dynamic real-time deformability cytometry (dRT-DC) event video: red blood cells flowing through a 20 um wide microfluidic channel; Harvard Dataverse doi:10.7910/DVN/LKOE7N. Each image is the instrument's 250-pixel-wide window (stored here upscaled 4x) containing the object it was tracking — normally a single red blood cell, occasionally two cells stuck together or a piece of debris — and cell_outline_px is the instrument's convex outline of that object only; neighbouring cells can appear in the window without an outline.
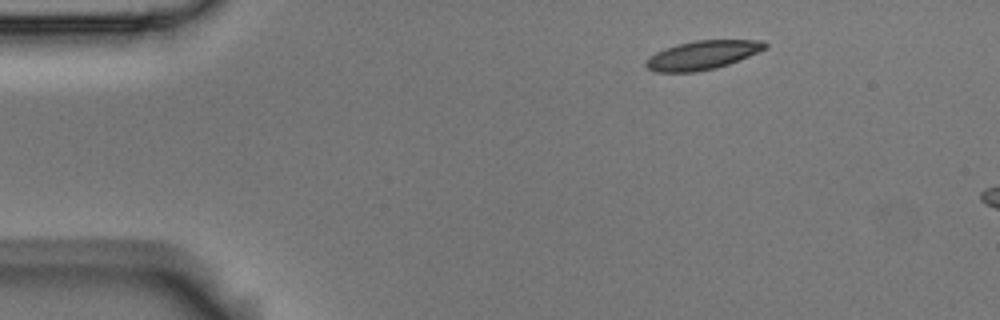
{"species": "Egyptian fruit bat (a non-hibernating species)", "species_latin": "Rousettus aegyptiacus", "temperature_condition": "room temperature", "stored_images_in_passage": 3, "camera_frame_rate_fps": 3000, "um_per_image_px": 0.085, "animal": {"sex": "male"}, "frame": {"image": 1, "passage_image": 1, "time_ms": 0.0, "image_size_px": [1000, 320], "cell_outline_px": [[768, 48], [728, 64], [716, 68], [696, 72], [656, 72], [648, 68], [644, 64], [648, 56], [664, 48], [696, 40], [764, 40], [768, 44]], "centroid_in_image_um": [59.71, 4.68], "position_along_channel_um": 25.3, "area_um2": 20.0}}
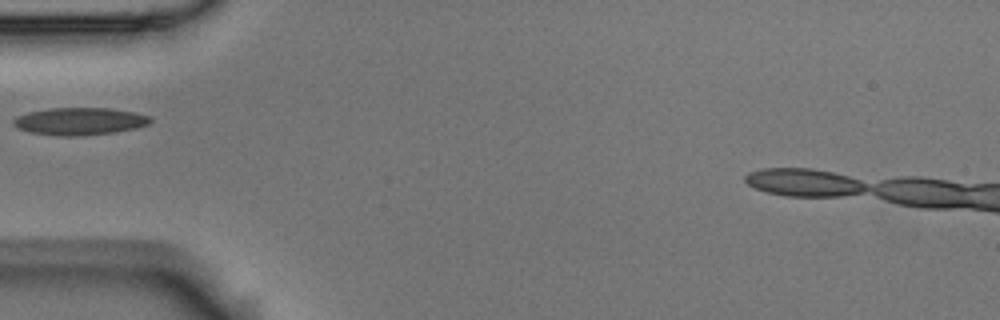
{"frame": {"image": 2, "passage_image": 3, "time_ms": 0.667, "image_size_px": [1000, 320], "cell_outline_px": [[152, 120], [148, 124], [136, 128], [116, 132], [76, 136], [60, 136], [32, 132], [20, 128], [12, 124], [12, 120], [16, 116], [28, 112], [48, 108], [112, 108], [136, 112], [152, 116]], "centroid_in_image_um": [6.81, 10.29], "position_along_channel_um": 78.2, "area_um2": 21.96}}